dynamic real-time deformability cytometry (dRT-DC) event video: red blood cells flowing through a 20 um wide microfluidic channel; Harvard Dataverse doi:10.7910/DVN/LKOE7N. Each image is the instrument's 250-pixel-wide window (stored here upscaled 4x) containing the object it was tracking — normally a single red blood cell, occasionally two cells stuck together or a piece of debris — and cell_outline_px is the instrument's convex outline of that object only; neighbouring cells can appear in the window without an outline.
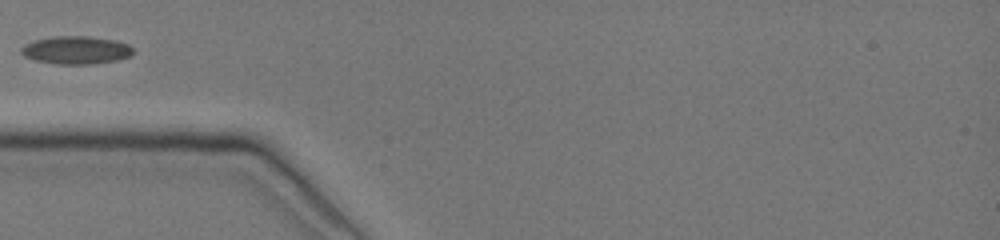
{"species": "common noctule bat (a hibernating species)", "species_latin": "Nyctalus noctula", "temperature_condition": "cold", "stored_images_in_passage": 32, "camera_frame_rate_fps": 3000, "um_per_image_px": 0.085, "animal": {"sex": "female", "body_mass_g": 19.0, "forearm_length_mm": 51.5}, "frame": {"image": 1, "passage_image": 1, "time_ms": 0.0, "image_size_px": [1000, 240], "cell_outline_px": [[136, 48], [128, 56], [116, 60], [92, 64], [56, 64], [36, 60], [24, 56], [20, 52], [20, 48], [24, 44], [36, 40], [52, 36], [88, 36], [116, 40], [128, 44]], "centroid_in_image_um": [6.46, 4.25], "position_along_channel_um": 78.5, "area_um2": 18.26}}
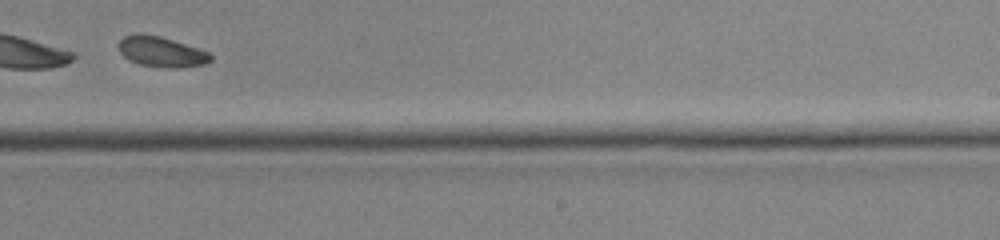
{"frame": {"image": 2, "passage_image": 18, "time_ms": 5.0, "image_size_px": [1000, 240], "cell_outline_px": [[212, 60], [204, 64], [176, 68], [164, 68], [140, 64], [128, 60], [120, 52], [116, 44], [124, 36], [136, 32], [140, 32], [160, 36], [200, 48], [208, 52], [212, 56]], "centroid_in_image_um": [13.68, 4.38], "position_along_channel_um": 275.3, "area_um2": 16.59}}